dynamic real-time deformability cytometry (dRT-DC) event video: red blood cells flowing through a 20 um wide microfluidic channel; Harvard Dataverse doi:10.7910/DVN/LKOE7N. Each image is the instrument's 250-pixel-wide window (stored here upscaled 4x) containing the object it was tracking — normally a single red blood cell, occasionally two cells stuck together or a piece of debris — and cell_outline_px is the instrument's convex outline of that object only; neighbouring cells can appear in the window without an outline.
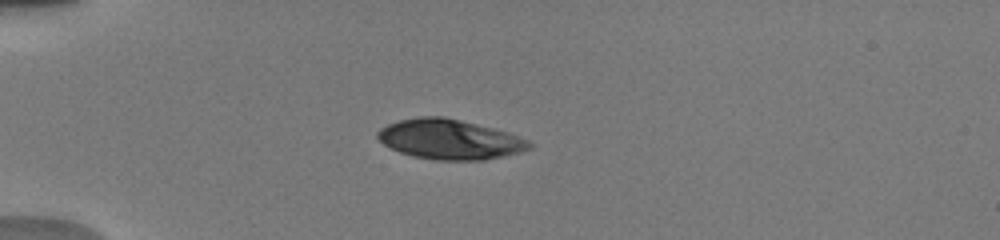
{"species": "human", "species_latin": "Homo sapiens", "temperature_condition": "warm", "stored_images_in_passage": 83, "camera_frame_rate_fps": 3000, "um_per_image_px": 0.085, "donor": {"sex": "male"}, "frame": {"image": 1, "passage_image": 4, "time_ms": 0.333, "image_size_px": [1000, 240], "cell_outline_px": [[532, 148], [520, 152], [484, 160], [436, 160], [412, 156], [400, 152], [384, 144], [376, 136], [376, 132], [380, 128], [388, 124], [400, 120], [420, 116], [444, 116], [492, 128], [528, 140], [532, 144]], "centroid_in_image_um": [38.19, 11.85], "position_along_channel_um": 46.8, "area_um2": 34.97}}
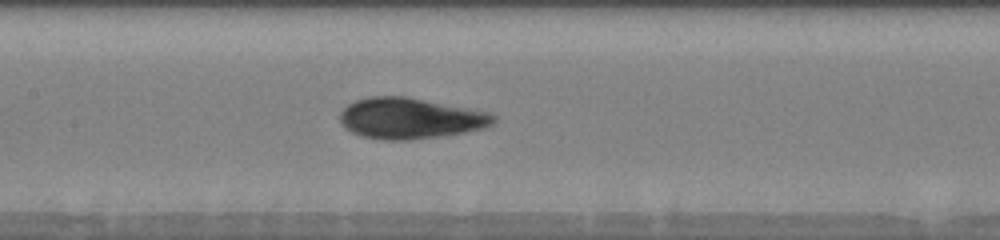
{"frame": {"image": 2, "passage_image": 38, "time_ms": 4.333, "image_size_px": [1000, 240], "cell_outline_px": [[496, 120], [492, 124], [484, 128], [464, 132], [440, 136], [408, 140], [380, 140], [360, 136], [344, 128], [340, 124], [340, 112], [348, 104], [356, 100], [368, 96], [408, 96], [492, 112], [496, 116]], "centroid_in_image_um": [34.86, 10.05], "position_along_channel_um": 172.5, "area_um2": 37.11}}
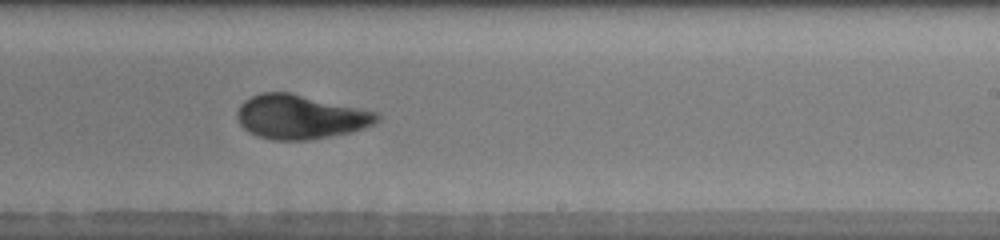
{"frame": {"image": 3, "passage_image": 53, "time_ms": 6.667, "image_size_px": [1000, 240], "cell_outline_px": [[380, 120], [372, 124], [348, 132], [308, 140], [272, 140], [256, 136], [248, 132], [240, 124], [236, 116], [236, 112], [240, 104], [244, 100], [260, 92], [288, 92], [380, 112]], "centroid_in_image_um": [25.49, 9.93], "position_along_channel_um": 263.5, "area_um2": 35.95}, "authors_computed_cell_mechanics": {"area_um2": 35.6048, "velocity_mm_per_s": 3.9049, "shape_relaxation_time_tau1_ms": 5.2946, "shape_relaxation_time_tau2_ms": 1.2764, "deformation_change_tau1": 0.196, "deformation_change_tau2": 0.0404}}